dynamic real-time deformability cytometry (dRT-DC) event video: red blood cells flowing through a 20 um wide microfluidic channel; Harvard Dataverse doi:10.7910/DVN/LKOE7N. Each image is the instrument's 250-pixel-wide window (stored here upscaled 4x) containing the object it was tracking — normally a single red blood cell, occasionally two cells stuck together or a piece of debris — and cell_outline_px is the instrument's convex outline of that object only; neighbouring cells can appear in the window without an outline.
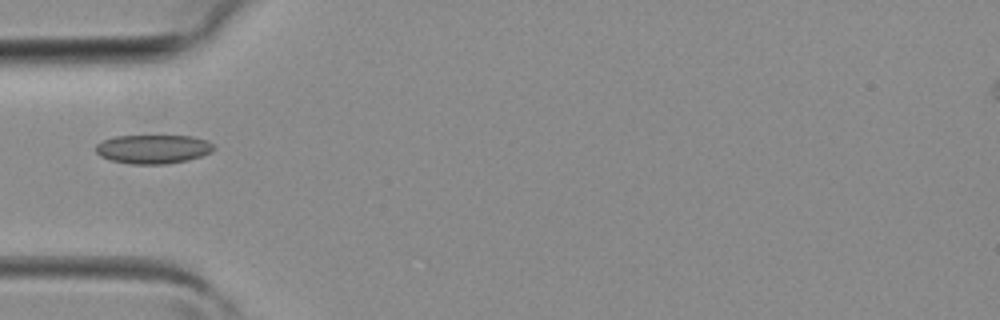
{"species": "common noctule bat (a hibernating species)", "species_latin": "Nyctalus noctula", "temperature_condition": "room temperature", "stored_images_in_passage": 2, "camera_frame_rate_fps": 3000, "um_per_image_px": 0.085, "animal": {"sex": "female", "body_mass_g": 19.3, "forearm_length_mm": 54.1}, "frame": {"image": 1, "passage_image": 2, "time_ms": 0.333, "image_size_px": [1000, 320], "cell_outline_px": [[216, 148], [212, 152], [188, 160], [164, 164], [132, 164], [112, 160], [100, 156], [96, 152], [96, 144], [104, 140], [116, 136], [192, 136], [208, 140]], "centroid_in_image_um": [13.04, 12.67], "position_along_channel_um": 72.0, "area_um2": 19.83}}